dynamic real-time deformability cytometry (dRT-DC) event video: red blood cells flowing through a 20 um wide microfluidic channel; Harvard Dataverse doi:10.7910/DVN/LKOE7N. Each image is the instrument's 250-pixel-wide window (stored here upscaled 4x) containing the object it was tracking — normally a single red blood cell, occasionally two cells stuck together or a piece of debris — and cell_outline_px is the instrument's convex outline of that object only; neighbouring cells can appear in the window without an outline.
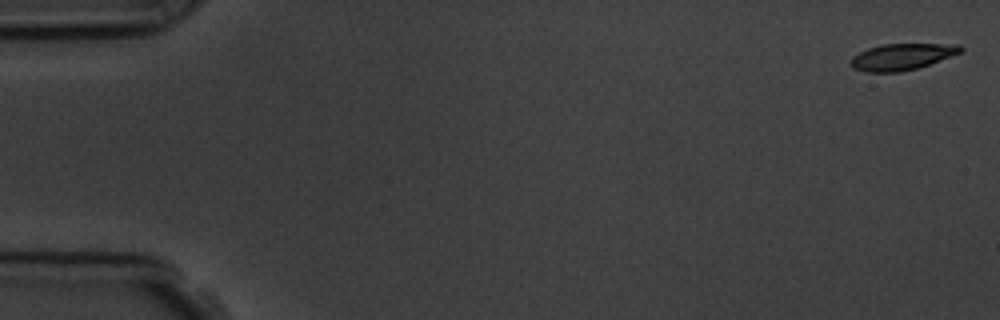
{"species": "common noctule bat (a hibernating species)", "species_latin": "Nyctalus noctula", "temperature_condition": "room temperature", "stored_images_in_passage": 6, "camera_frame_rate_fps": 3000, "um_per_image_px": 0.085, "animal": {"sex": "male", "body_mass_g": 19.5, "forearm_length_mm": 54.6}, "frame": {"image": 1, "passage_image": 1, "time_ms": 0.0, "image_size_px": [1000, 320], "cell_outline_px": [[964, 52], [916, 68], [900, 72], [864, 72], [852, 68], [848, 64], [852, 56], [868, 48], [884, 44], [960, 44], [964, 48]], "centroid_in_image_um": [76.65, 4.82], "position_along_channel_um": 8.4, "area_um2": 17.05}}
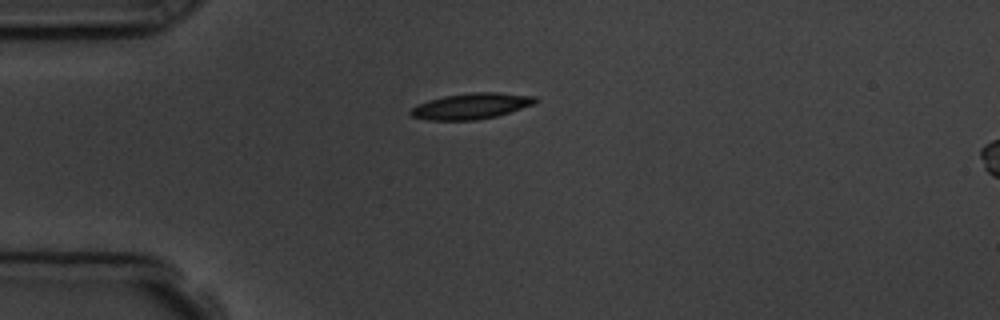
{"frame": {"image": 2, "passage_image": 4, "time_ms": 4.333, "image_size_px": [1000, 320], "cell_outline_px": [[540, 100], [532, 104], [496, 116], [476, 120], [428, 120], [412, 116], [408, 112], [412, 108], [428, 100], [444, 96], [472, 92], [500, 92], [536, 96]], "centroid_in_image_um": [40.06, 9.01], "position_along_channel_um": 44.9, "area_um2": 18.67}}